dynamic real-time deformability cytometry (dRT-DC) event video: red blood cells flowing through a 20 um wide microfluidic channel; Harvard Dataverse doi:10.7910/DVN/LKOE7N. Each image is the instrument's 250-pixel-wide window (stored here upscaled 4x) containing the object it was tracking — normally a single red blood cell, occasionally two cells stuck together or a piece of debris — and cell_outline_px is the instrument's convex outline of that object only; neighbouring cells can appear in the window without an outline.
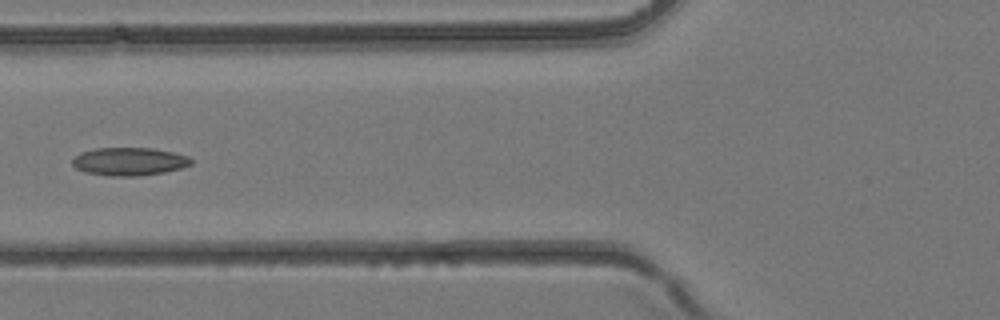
{"species": "common noctule bat (a hibernating species)", "species_latin": "Nyctalus noctula", "temperature_condition": "room temperature", "stored_images_in_passage": 5, "camera_frame_rate_fps": 3000, "um_per_image_px": 0.085, "animal": {"sex": "female", "body_mass_g": 24.6, "forearm_length_mm": 56.2}, "frame": {"image": 1, "passage_image": 5, "time_ms": 1.333, "image_size_px": [1000, 320], "cell_outline_px": [[192, 164], [180, 168], [164, 172], [136, 176], [108, 176], [84, 172], [76, 168], [72, 164], [72, 160], [80, 152], [96, 148], [152, 148], [172, 152], [188, 156], [192, 160]], "centroid_in_image_um": [10.96, 13.73], "position_along_channel_um": 114.8, "area_um2": 19.36}}